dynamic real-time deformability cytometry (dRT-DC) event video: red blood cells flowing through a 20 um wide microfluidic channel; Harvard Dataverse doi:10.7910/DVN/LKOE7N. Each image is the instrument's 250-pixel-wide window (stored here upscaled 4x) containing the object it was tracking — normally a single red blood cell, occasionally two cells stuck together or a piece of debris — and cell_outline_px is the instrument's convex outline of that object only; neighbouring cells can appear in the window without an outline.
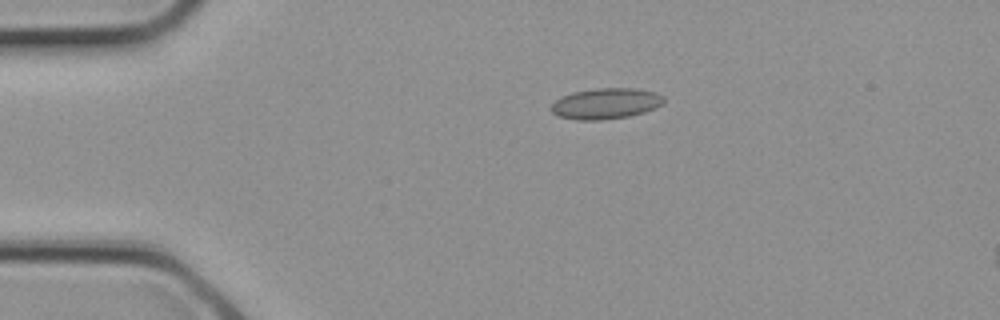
{"species": "common noctule bat (a hibernating species)", "species_latin": "Nyctalus noctula", "temperature_condition": "cold", "stored_images_in_passage": 3, "camera_frame_rate_fps": 3000, "um_per_image_px": 0.085, "animal": {"sex": "female", "body_mass_g": 21.9}, "frame": {"image": 1, "passage_image": 2, "time_ms": 0.333, "image_size_px": [1000, 320], "cell_outline_px": [[664, 104], [656, 108], [644, 112], [628, 116], [600, 120], [576, 120], [556, 116], [548, 108], [560, 96], [572, 92], [596, 88], [636, 88], [656, 92], [664, 96]], "centroid_in_image_um": [51.48, 8.8], "position_along_channel_um": 33.5, "area_um2": 20.58}}